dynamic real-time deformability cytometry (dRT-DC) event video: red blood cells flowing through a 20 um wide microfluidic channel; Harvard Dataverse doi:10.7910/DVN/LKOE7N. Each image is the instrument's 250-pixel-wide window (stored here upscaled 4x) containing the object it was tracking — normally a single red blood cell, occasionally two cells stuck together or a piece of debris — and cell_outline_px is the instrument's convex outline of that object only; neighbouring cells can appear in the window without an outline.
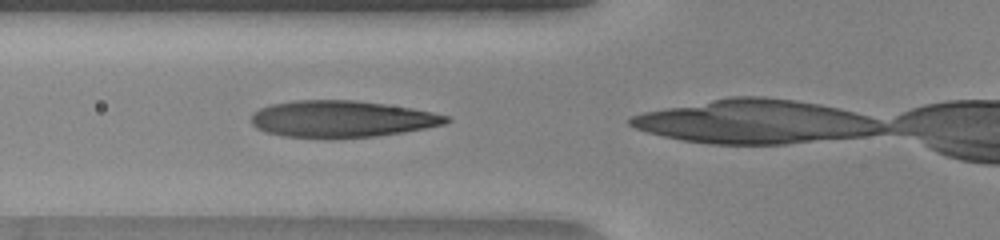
{"species": "human", "species_latin": "Homo sapiens", "temperature_condition": "warm", "stored_images_in_passage": 17, "camera_frame_rate_fps": 3000, "um_per_image_px": 0.085, "donor": {"sex": "female"}, "frame": {"image": 1, "passage_image": 13, "time_ms": 4.0, "image_size_px": [1000, 240], "cell_outline_px": [[452, 120], [444, 124], [404, 132], [376, 136], [332, 140], [284, 136], [264, 132], [256, 128], [252, 124], [252, 112], [260, 108], [272, 104], [292, 100], [356, 100], [412, 108], [452, 116]], "centroid_in_image_um": [29.03, 10.13], "position_along_channel_um": 96.8, "area_um2": 42.43}}
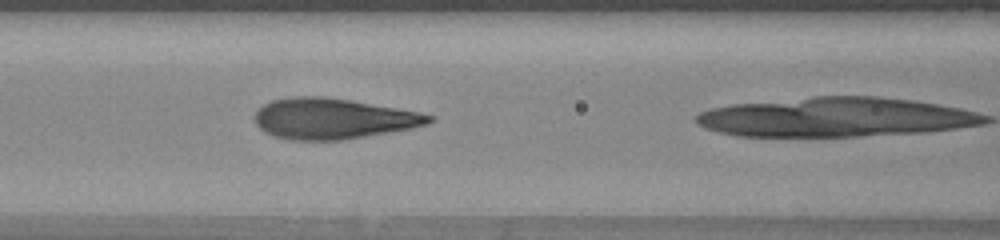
{"frame": {"image": 2, "passage_image": 16, "time_ms": 5.0, "image_size_px": [1000, 240], "cell_outline_px": [[432, 120], [428, 124], [412, 128], [344, 140], [292, 140], [272, 136], [264, 132], [256, 124], [256, 112], [264, 104], [272, 100], [288, 96], [328, 96], [352, 100], [420, 112], [432, 116]], "centroid_in_image_um": [28.28, 10.08], "position_along_channel_um": 138.3, "area_um2": 41.44}}